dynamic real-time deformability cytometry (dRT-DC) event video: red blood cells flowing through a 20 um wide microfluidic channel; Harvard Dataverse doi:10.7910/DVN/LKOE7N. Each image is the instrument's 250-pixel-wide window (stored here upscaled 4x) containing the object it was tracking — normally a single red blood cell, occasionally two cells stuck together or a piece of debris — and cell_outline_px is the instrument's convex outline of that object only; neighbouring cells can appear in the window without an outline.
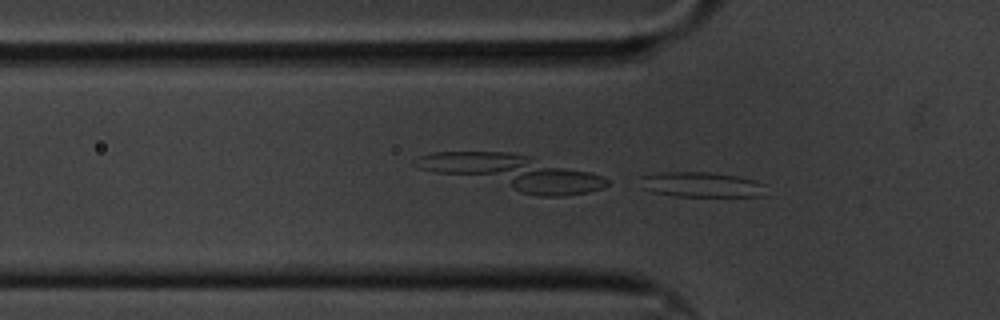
{"species": "common noctule bat (a hibernating species)", "species_latin": "Nyctalus noctula", "temperature_condition": "cold", "stored_images_in_passage": 17, "camera_frame_rate_fps": 3000, "um_per_image_px": 0.085, "animal": {"sex": "male", "body_mass_g": 20.1, "forearm_length_mm": 53.5}, "frame": {"image": 1, "passage_image": 17, "time_ms": 5.333, "image_size_px": [1000, 320], "cell_outline_px": [[768, 196], [676, 196], [652, 192], [640, 188], [636, 176], [664, 172], [708, 172], [736, 176], [756, 180], [764, 184]], "centroid_in_image_um": [59.57, 15.69], "position_along_channel_um": 66.2, "area_um2": 18.84}}